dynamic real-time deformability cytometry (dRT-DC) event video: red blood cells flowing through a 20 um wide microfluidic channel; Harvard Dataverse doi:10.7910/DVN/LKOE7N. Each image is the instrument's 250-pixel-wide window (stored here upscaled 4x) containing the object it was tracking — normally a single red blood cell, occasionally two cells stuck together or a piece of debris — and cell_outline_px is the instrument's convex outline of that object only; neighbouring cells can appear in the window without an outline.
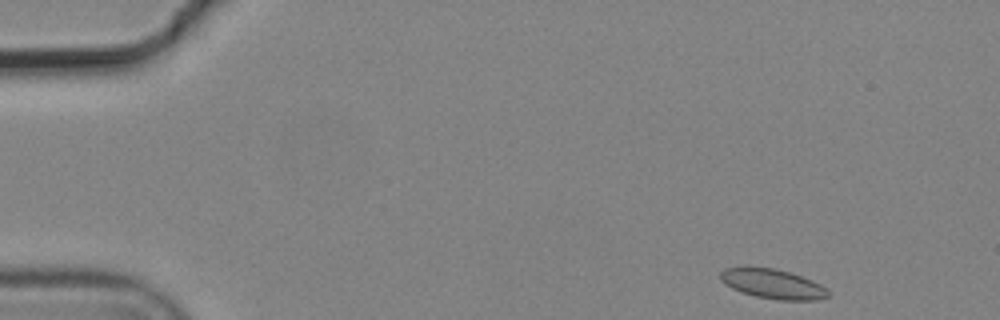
{"species": "common noctule bat (a hibernating species)", "species_latin": "Nyctalus noctula", "temperature_condition": "cold", "stored_images_in_passage": 4, "camera_frame_rate_fps": 3000, "um_per_image_px": 0.085, "animal": {"sex": "male", "body_mass_g": 19.2, "forearm_length_mm": 51.8}, "frame": {"image": 1, "passage_image": 1, "time_ms": 0.0, "image_size_px": [1000, 320], "cell_outline_px": [[828, 296], [816, 300], [776, 300], [756, 296], [740, 292], [724, 284], [720, 280], [720, 272], [724, 268], [744, 264], [776, 268], [792, 272], [812, 280], [828, 288]], "centroid_in_image_um": [65.61, 24.08], "position_along_channel_um": 19.4, "area_um2": 19.36}}
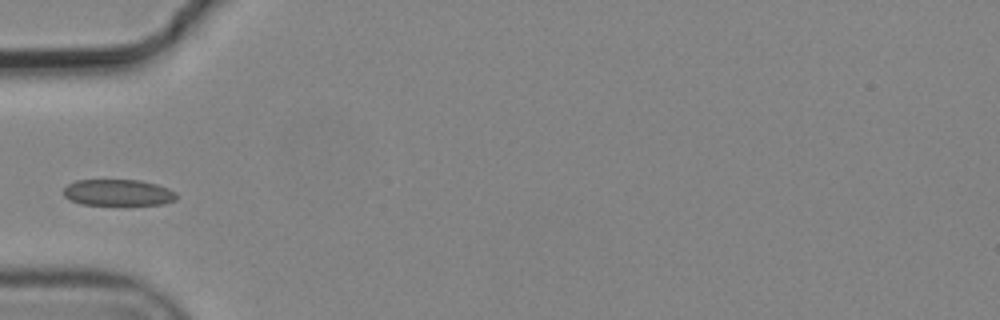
{"frame": {"image": 2, "passage_image": 4, "time_ms": 1.0, "image_size_px": [1000, 320], "cell_outline_px": [[176, 200], [164, 204], [80, 204], [68, 200], [64, 196], [64, 188], [68, 184], [76, 180], [140, 180], [156, 184], [168, 188], [176, 192]], "centroid_in_image_um": [10.02, 16.36], "position_along_channel_um": 75.0, "area_um2": 17.28}}